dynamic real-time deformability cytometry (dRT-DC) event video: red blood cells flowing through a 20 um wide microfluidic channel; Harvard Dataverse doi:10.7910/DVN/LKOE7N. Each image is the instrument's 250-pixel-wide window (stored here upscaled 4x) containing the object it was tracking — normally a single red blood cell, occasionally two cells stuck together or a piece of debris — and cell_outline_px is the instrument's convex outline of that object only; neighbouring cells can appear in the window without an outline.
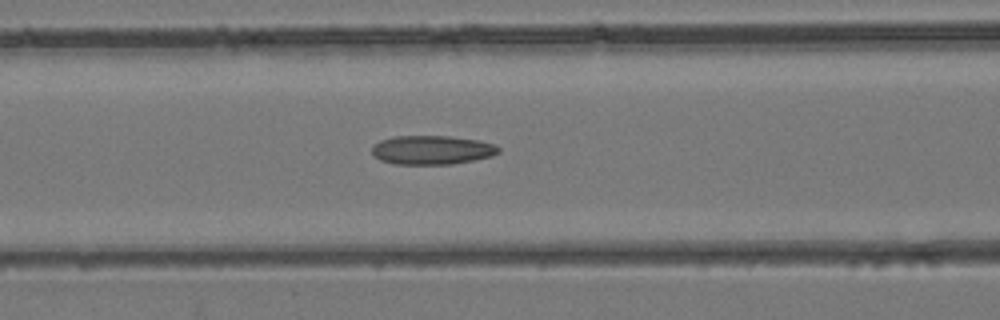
{"species": "common noctule bat (a hibernating species)", "species_latin": "Nyctalus noctula", "temperature_condition": "room temperature", "stored_images_in_passage": 43, "camera_frame_rate_fps": 3000, "um_per_image_px": 0.085, "animal": {"sex": "female", "body_mass_g": 24.6, "forearm_length_mm": 56.2}, "frame": {"image": 1, "passage_image": 18, "time_ms": 5.667, "image_size_px": [1000, 320], "cell_outline_px": [[500, 152], [492, 156], [452, 164], [396, 164], [380, 160], [372, 156], [372, 148], [380, 140], [392, 136], [448, 136], [476, 140], [492, 144], [500, 148]], "centroid_in_image_um": [36.68, 12.75], "position_along_channel_um": 129.9, "area_um2": 21.27}}
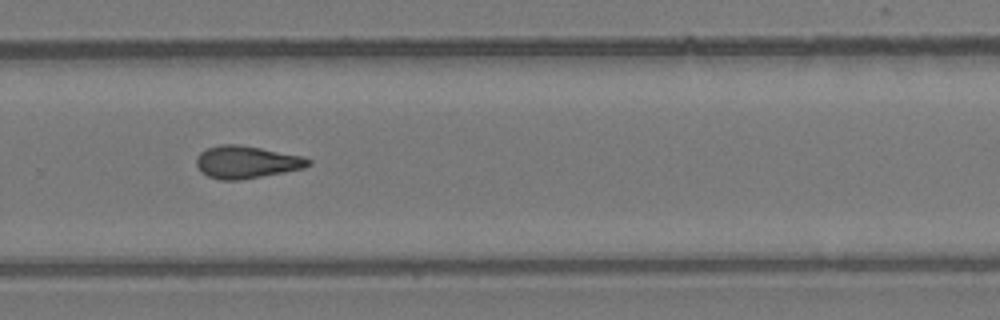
{"frame": {"image": 2, "passage_image": 29, "time_ms": 9.333, "image_size_px": [1000, 320], "cell_outline_px": [[312, 164], [304, 168], [284, 172], [240, 180], [220, 180], [208, 176], [200, 172], [196, 164], [196, 156], [200, 152], [208, 148], [220, 144], [240, 144], [304, 156], [312, 160]], "centroid_in_image_um": [20.95, 13.77], "position_along_channel_um": 308.8, "area_um2": 21.39}}
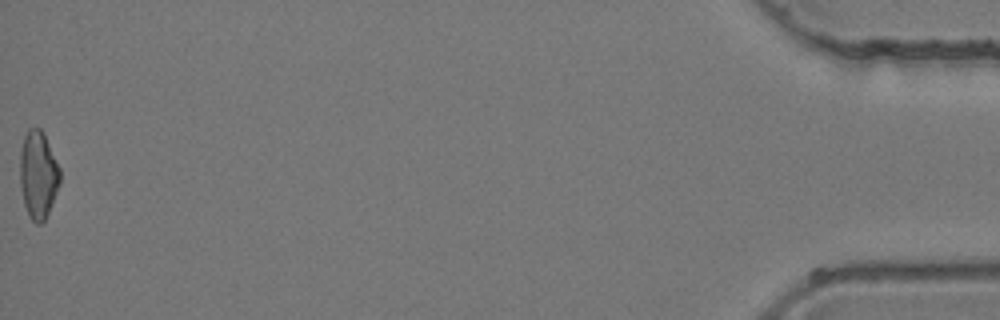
{"frame": {"image": 3, "passage_image": 43, "time_ms": 14.0, "image_size_px": [1000, 320], "cell_outline_px": [[60, 184], [48, 212], [44, 220], [40, 224], [36, 224], [28, 216], [24, 204], [20, 184], [20, 152], [24, 136], [28, 128], [40, 128], [44, 132], [60, 168]], "centroid_in_image_um": [3.24, 14.84], "position_along_channel_um": 432.0, "area_um2": 20.52}}